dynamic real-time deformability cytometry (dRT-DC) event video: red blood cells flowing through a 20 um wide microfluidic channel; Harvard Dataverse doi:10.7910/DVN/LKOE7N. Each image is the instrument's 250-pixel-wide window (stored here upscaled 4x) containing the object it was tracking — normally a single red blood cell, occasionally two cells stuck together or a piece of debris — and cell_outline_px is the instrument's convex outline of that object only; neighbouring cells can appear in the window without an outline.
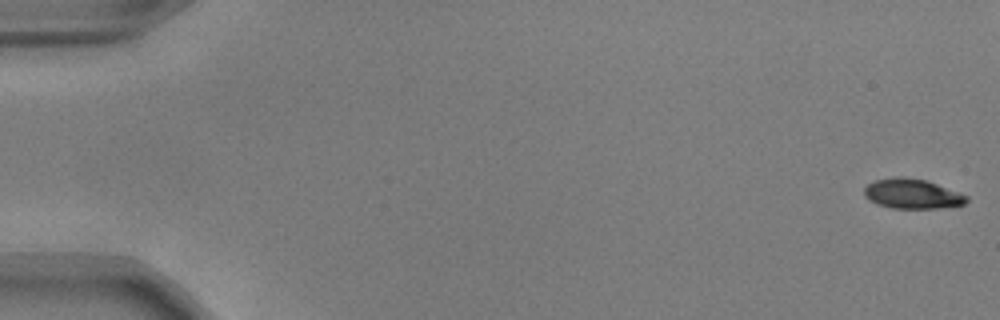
{"species": "common noctule bat (a hibernating species)", "species_latin": "Nyctalus noctula", "temperature_condition": "warm", "stored_images_in_passage": 13, "camera_frame_rate_fps": 3000, "um_per_image_px": 0.085, "animal": {"sex": "male", "body_mass_g": 17.9, "forearm_length_mm": 54.2}, "frame": {"image": 1, "passage_image": 1, "time_ms": 0.0, "image_size_px": [1000, 320], "cell_outline_px": [[968, 200], [964, 204], [940, 208], [892, 208], [876, 204], [864, 196], [864, 188], [868, 184], [876, 180], [896, 176], [900, 176], [924, 180], [936, 184], [968, 196]], "centroid_in_image_um": [77.5, 16.48], "position_along_channel_um": 7.5, "area_um2": 17.57}}